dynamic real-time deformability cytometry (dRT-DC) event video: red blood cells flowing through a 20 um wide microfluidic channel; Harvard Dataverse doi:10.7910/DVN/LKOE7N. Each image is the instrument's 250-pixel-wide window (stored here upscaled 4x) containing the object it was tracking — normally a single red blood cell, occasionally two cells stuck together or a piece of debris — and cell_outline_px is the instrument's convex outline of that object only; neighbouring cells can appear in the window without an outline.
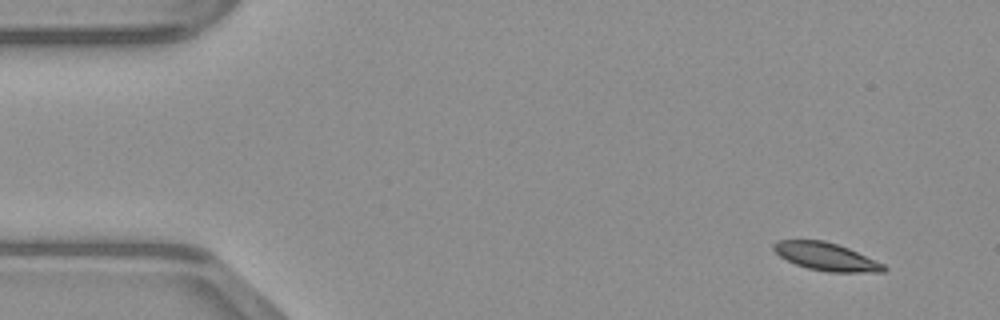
{"species": "common noctule bat (a hibernating species)", "species_latin": "Nyctalus noctula", "temperature_condition": "warm", "stored_images_in_passage": 46, "camera_frame_rate_fps": 3000, "um_per_image_px": 0.085, "animal": {"sex": "male", "body_mass_g": 23.1, "forearm_length_mm": 52.7}, "frame": {"image": 1, "passage_image": 1, "time_ms": 0.0, "image_size_px": [1000, 320], "cell_outline_px": [[888, 268], [884, 272], [828, 272], [808, 268], [796, 264], [780, 256], [772, 248], [772, 244], [776, 240], [824, 240], [848, 248], [884, 264]], "centroid_in_image_um": [70.22, 21.81], "position_along_channel_um": 14.8, "area_um2": 17.74}}
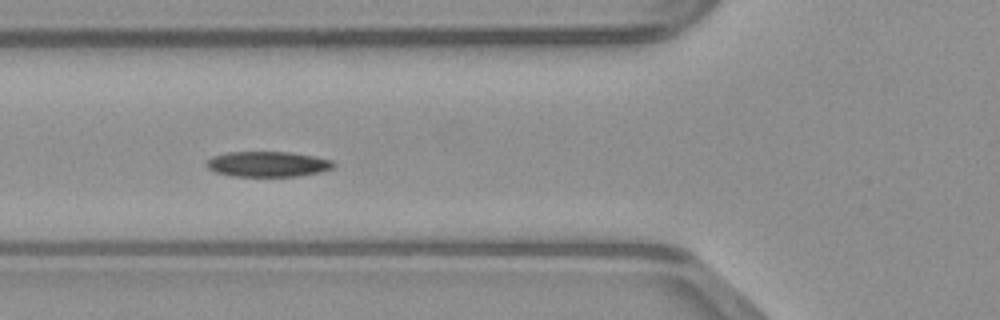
{"frame": {"image": 2, "passage_image": 15, "time_ms": 4.667, "image_size_px": [1000, 320], "cell_outline_px": [[336, 164], [332, 168], [320, 172], [296, 176], [232, 176], [216, 172], [208, 168], [204, 164], [212, 156], [228, 152], [288, 152], [312, 156], [332, 160]], "centroid_in_image_um": [22.73, 13.95], "position_along_channel_um": 103.1, "area_um2": 18.67}}
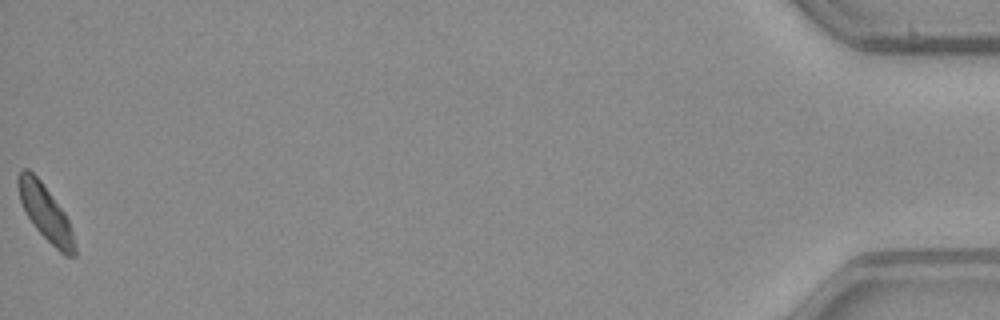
{"frame": {"image": 3, "passage_image": 46, "time_ms": 15.0, "image_size_px": [1000, 320], "cell_outline_px": [[76, 256], [64, 256], [36, 228], [28, 216], [20, 200], [16, 184], [16, 176], [20, 168], [28, 168], [40, 180], [64, 212], [68, 220], [72, 232], [76, 248]], "centroid_in_image_um": [3.84, 18.04], "position_along_channel_um": 431.4, "area_um2": 18.09}}